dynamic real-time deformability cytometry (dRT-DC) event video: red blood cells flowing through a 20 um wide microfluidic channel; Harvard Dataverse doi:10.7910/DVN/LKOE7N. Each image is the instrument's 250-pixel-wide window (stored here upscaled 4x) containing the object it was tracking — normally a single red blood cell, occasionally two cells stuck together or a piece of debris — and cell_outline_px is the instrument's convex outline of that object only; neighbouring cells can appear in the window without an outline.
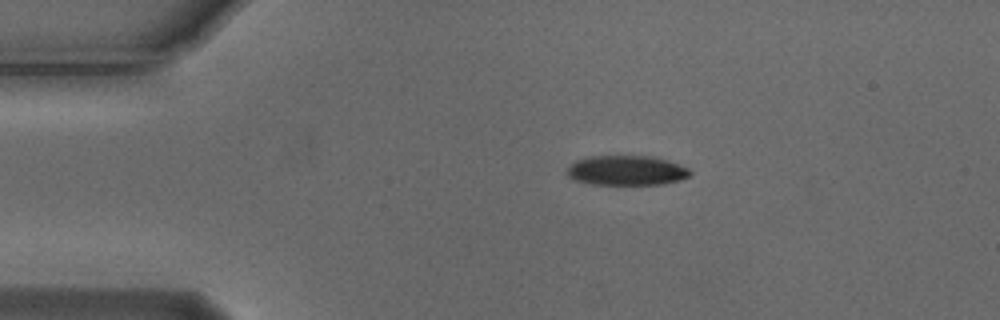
{"species": "Egyptian fruit bat (a non-hibernating species)", "species_latin": "Rousettus aegyptiacus", "temperature_condition": "cold", "stored_images_in_passage": 3, "camera_frame_rate_fps": 3000, "um_per_image_px": 0.085, "animal": {"sex": "male"}, "frame": {"image": 1, "passage_image": 1, "time_ms": 0.0, "image_size_px": [1000, 320], "cell_outline_px": [[692, 172], [688, 176], [680, 180], [664, 184], [592, 184], [576, 180], [568, 176], [568, 168], [576, 160], [588, 156], [652, 156], [668, 160], [688, 168]], "centroid_in_image_um": [53.28, 14.48], "position_along_channel_um": 31.7, "area_um2": 21.21}}